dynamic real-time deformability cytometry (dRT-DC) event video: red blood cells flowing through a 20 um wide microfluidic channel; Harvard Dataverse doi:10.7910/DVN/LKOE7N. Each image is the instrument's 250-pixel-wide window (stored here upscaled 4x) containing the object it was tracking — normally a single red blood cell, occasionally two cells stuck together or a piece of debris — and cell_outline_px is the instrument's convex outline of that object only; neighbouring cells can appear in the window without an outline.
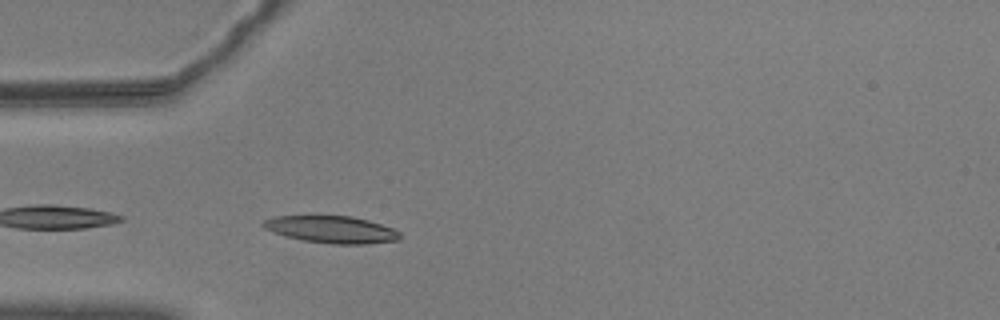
{"species": "common noctule bat (a hibernating species)", "species_latin": "Nyctalus noctula", "temperature_condition": "warm", "stored_images_in_passage": 9, "camera_frame_rate_fps": 3000, "um_per_image_px": 0.085, "animal": {"sex": "male", "body_mass_g": 20.5, "forearm_length_mm": 52.5}, "frame": {"image": 1, "passage_image": 2, "time_ms": 0.333, "image_size_px": [1000, 320], "cell_outline_px": [[400, 240], [368, 244], [332, 244], [304, 240], [272, 232], [264, 228], [260, 224], [264, 220], [276, 216], [352, 216], [368, 220], [392, 228], [400, 232]], "centroid_in_image_um": [28.2, 19.51], "position_along_channel_um": 56.8, "area_um2": 21.5}}
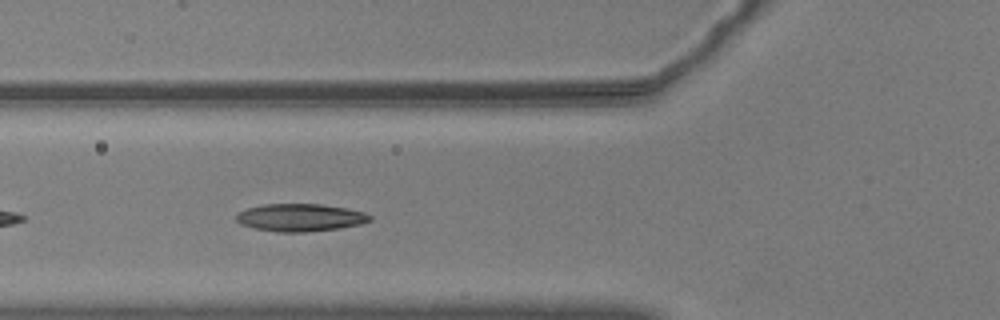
{"frame": {"image": 2, "passage_image": 6, "time_ms": 1.667, "image_size_px": [1000, 320], "cell_outline_px": [[372, 220], [360, 224], [340, 228], [304, 232], [276, 232], [252, 228], [240, 224], [236, 220], [236, 212], [248, 208], [264, 204], [320, 204], [348, 208], [364, 212], [372, 216]], "centroid_in_image_um": [25.5, 18.49], "position_along_channel_um": 100.3, "area_um2": 21.68}}
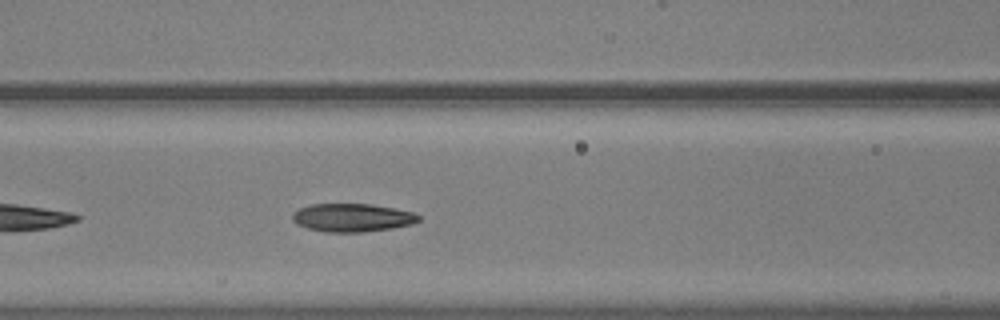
{"frame": {"image": 3, "passage_image": 9, "time_ms": 2.667, "image_size_px": [1000, 320], "cell_outline_px": [[420, 220], [412, 224], [392, 228], [364, 232], [324, 232], [308, 228], [296, 224], [292, 220], [292, 216], [300, 208], [308, 204], [368, 204], [392, 208], [412, 212], [420, 216]], "centroid_in_image_um": [29.92, 18.51], "position_along_channel_um": 136.7, "area_um2": 20.63}}